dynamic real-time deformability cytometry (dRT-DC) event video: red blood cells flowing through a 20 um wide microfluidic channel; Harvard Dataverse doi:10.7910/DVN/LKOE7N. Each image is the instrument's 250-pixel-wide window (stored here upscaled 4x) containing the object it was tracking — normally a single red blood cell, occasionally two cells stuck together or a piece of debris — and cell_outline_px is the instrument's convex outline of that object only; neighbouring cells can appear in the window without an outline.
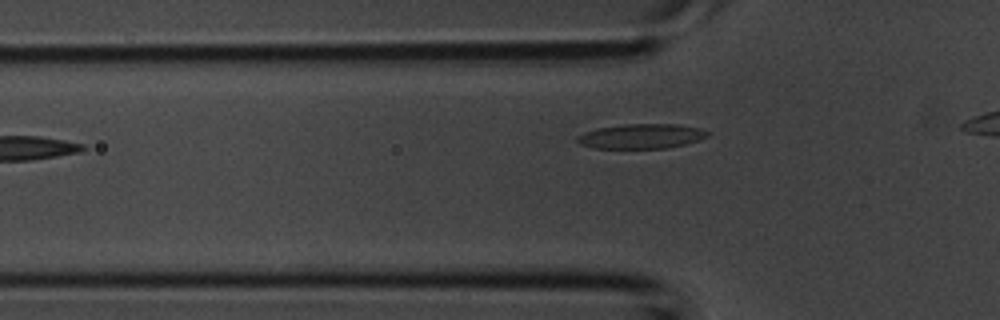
{"species": "common noctule bat (a hibernating species)", "species_latin": "Nyctalus noctula", "temperature_condition": "room temperature", "stored_images_in_passage": 5, "segment_of_instrument_passage": [1, 2], "camera_frame_rate_fps": 3000, "um_per_image_px": 0.085, "animal": {"sex": "male", "body_mass_g": 20.1, "forearm_length_mm": 53.5}, "frame": {"image": 1, "passage_image": 4, "time_ms": 1.0, "image_size_px": [1000, 320], "cell_outline_px": [[708, 136], [700, 140], [668, 148], [592, 148], [580, 144], [576, 140], [576, 136], [584, 132], [596, 128], [624, 124], [680, 124], [700, 128], [708, 132]], "centroid_in_image_um": [54.49, 11.57], "position_along_channel_um": 71.3, "area_um2": 18.9}}